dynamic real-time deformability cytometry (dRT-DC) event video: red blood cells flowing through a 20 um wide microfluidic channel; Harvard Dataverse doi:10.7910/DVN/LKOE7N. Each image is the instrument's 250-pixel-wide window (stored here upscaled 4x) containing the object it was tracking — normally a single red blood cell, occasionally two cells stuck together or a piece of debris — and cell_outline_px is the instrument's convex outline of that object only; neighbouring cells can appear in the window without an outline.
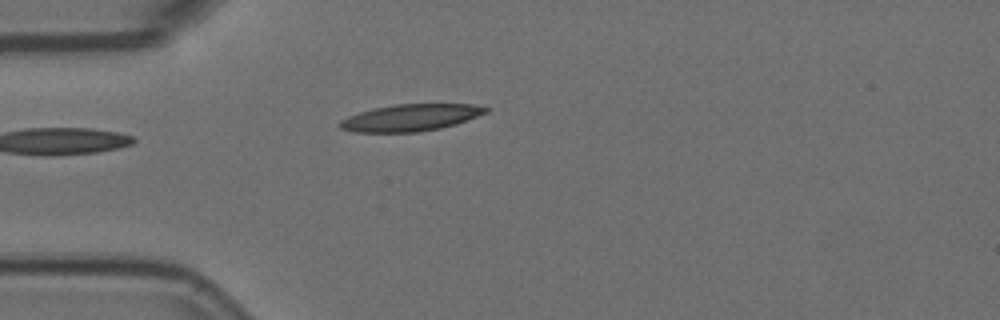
{"species": "Egyptian fruit bat (a non-hibernating species)", "species_latin": "Rousettus aegyptiacus", "temperature_condition": "room temperature", "stored_images_in_passage": 5, "camera_frame_rate_fps": 3000, "um_per_image_px": 0.085, "animal": {"sex": "female"}, "frame": {"image": 1, "passage_image": 5, "time_ms": 1.333, "image_size_px": [1000, 320], "cell_outline_px": [[488, 112], [456, 124], [440, 128], [416, 132], [352, 132], [340, 128], [336, 124], [340, 120], [348, 116], [360, 112], [376, 108], [396, 104], [472, 104], [488, 108]], "centroid_in_image_um": [34.86, 10.0], "position_along_channel_um": 50.1, "area_um2": 22.72}}